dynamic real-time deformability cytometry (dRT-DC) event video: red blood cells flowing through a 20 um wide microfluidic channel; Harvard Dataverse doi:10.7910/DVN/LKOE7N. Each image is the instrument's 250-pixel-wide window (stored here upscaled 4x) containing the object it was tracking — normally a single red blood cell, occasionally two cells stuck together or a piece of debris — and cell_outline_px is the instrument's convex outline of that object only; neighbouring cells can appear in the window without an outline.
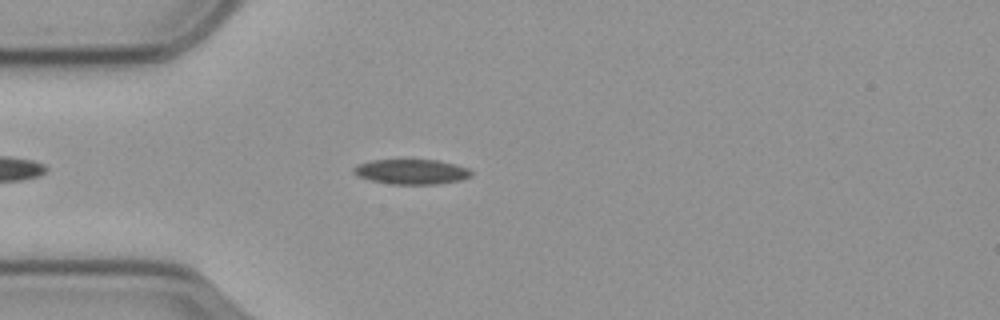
{"species": "common noctule bat (a hibernating species)", "species_latin": "Nyctalus noctula", "temperature_condition": "cold", "stored_images_in_passage": 25, "camera_frame_rate_fps": 3000, "um_per_image_px": 0.085, "animal": {"sex": "male", "body_mass_g": 23.1, "forearm_length_mm": 52.7}, "frame": {"image": 1, "passage_image": 7, "time_ms": 2.0, "image_size_px": [1000, 320], "cell_outline_px": [[472, 176], [460, 180], [436, 184], [392, 184], [372, 180], [360, 176], [352, 172], [352, 168], [356, 164], [372, 160], [436, 160], [456, 164], [468, 168], [472, 172]], "centroid_in_image_um": [34.98, 14.59], "position_along_channel_um": 50.0, "area_um2": 17.05}}
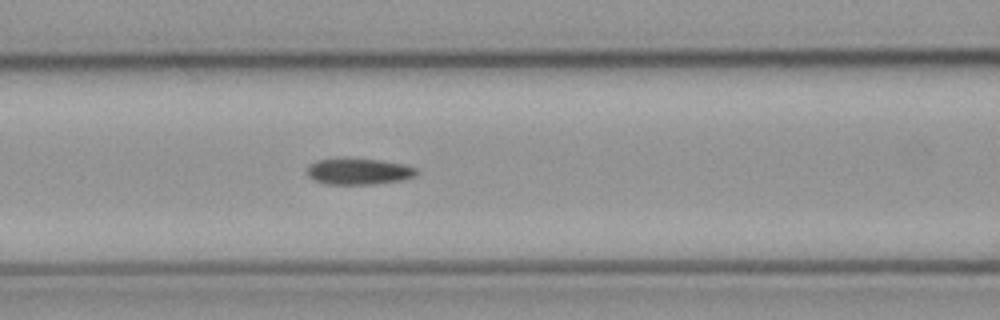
{"frame": {"image": 2, "passage_image": 15, "time_ms": 4.667, "image_size_px": [1000, 320], "cell_outline_px": [[420, 172], [416, 176], [400, 180], [372, 184], [328, 184], [312, 180], [304, 172], [308, 164], [316, 160], [344, 156], [380, 160], [404, 164], [416, 168]], "centroid_in_image_um": [30.41, 14.53], "position_along_channel_um": 136.2, "area_um2": 17.46}}
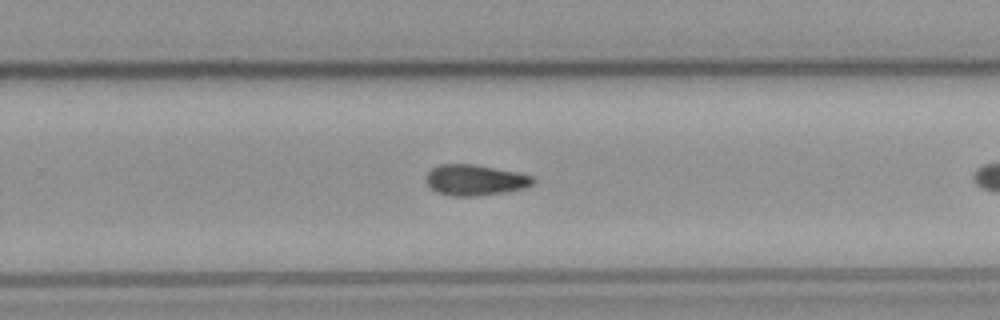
{"frame": {"image": 3, "passage_image": 24, "time_ms": 7.667, "image_size_px": [1000, 320], "cell_outline_px": [[536, 180], [532, 184], [524, 188], [504, 192], [476, 196], [452, 196], [436, 192], [428, 184], [428, 172], [432, 168], [440, 164], [472, 164], [516, 172], [532, 176]], "centroid_in_image_um": [40.39, 15.31], "position_along_channel_um": 289.4, "area_um2": 18.9}}